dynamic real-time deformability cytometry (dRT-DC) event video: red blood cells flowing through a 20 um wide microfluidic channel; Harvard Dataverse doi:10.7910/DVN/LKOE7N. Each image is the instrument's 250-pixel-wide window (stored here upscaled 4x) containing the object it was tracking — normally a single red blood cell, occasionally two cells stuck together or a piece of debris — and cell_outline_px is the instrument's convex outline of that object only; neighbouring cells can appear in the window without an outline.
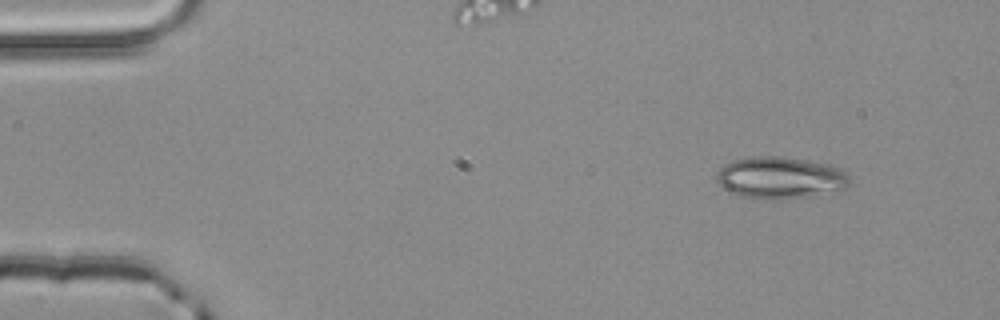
{"species": "common noctule bat (a hibernating species)", "species_latin": "Nyctalus noctula", "temperature_condition": "room temperature", "stored_images_in_passage": 3, "camera_frame_rate_fps": 3000, "um_per_image_px": 0.085, "animal": {"sex": "male", "body_mass_g": 20.4}, "frame": {"image": 1, "passage_image": 1, "time_ms": 0.0, "image_size_px": [1000, 320], "cell_outline_px": [[848, 184], [844, 188], [800, 196], [772, 200], [764, 200], [740, 196], [724, 188], [716, 180], [716, 172], [724, 164], [732, 160], [752, 156], [784, 156], [824, 164], [840, 168], [848, 172]], "centroid_in_image_um": [66.23, 15.08], "position_along_channel_um": 18.8, "area_um2": 31.96}}